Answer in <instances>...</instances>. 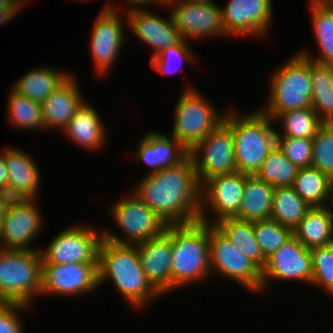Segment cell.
Listing matches in <instances>:
<instances>
[{
	"instance_id": "obj_25",
	"label": "cell",
	"mask_w": 333,
	"mask_h": 333,
	"mask_svg": "<svg viewBox=\"0 0 333 333\" xmlns=\"http://www.w3.org/2000/svg\"><path fill=\"white\" fill-rule=\"evenodd\" d=\"M293 235L308 249L333 244V213L327 206L310 207Z\"/></svg>"
},
{
	"instance_id": "obj_50",
	"label": "cell",
	"mask_w": 333,
	"mask_h": 333,
	"mask_svg": "<svg viewBox=\"0 0 333 333\" xmlns=\"http://www.w3.org/2000/svg\"><path fill=\"white\" fill-rule=\"evenodd\" d=\"M127 3H130L131 4H141V0H126Z\"/></svg>"
},
{
	"instance_id": "obj_11",
	"label": "cell",
	"mask_w": 333,
	"mask_h": 333,
	"mask_svg": "<svg viewBox=\"0 0 333 333\" xmlns=\"http://www.w3.org/2000/svg\"><path fill=\"white\" fill-rule=\"evenodd\" d=\"M70 226L57 233L46 248L39 249L42 264L97 263L102 229L84 224Z\"/></svg>"
},
{
	"instance_id": "obj_2",
	"label": "cell",
	"mask_w": 333,
	"mask_h": 333,
	"mask_svg": "<svg viewBox=\"0 0 333 333\" xmlns=\"http://www.w3.org/2000/svg\"><path fill=\"white\" fill-rule=\"evenodd\" d=\"M97 264L99 286L108 280L113 282L114 289L131 307L143 309L156 298H162L146 279L137 244H120L102 238Z\"/></svg>"
},
{
	"instance_id": "obj_44",
	"label": "cell",
	"mask_w": 333,
	"mask_h": 333,
	"mask_svg": "<svg viewBox=\"0 0 333 333\" xmlns=\"http://www.w3.org/2000/svg\"><path fill=\"white\" fill-rule=\"evenodd\" d=\"M22 11V9H0V26H3V24H6L7 22L13 20L15 15H18L17 13Z\"/></svg>"
},
{
	"instance_id": "obj_39",
	"label": "cell",
	"mask_w": 333,
	"mask_h": 333,
	"mask_svg": "<svg viewBox=\"0 0 333 333\" xmlns=\"http://www.w3.org/2000/svg\"><path fill=\"white\" fill-rule=\"evenodd\" d=\"M276 145L283 152L284 156L299 168L311 166L313 139L276 137Z\"/></svg>"
},
{
	"instance_id": "obj_47",
	"label": "cell",
	"mask_w": 333,
	"mask_h": 333,
	"mask_svg": "<svg viewBox=\"0 0 333 333\" xmlns=\"http://www.w3.org/2000/svg\"><path fill=\"white\" fill-rule=\"evenodd\" d=\"M172 0H141V4L147 5L149 7V5H156L158 7V5H166L167 3L171 2Z\"/></svg>"
},
{
	"instance_id": "obj_38",
	"label": "cell",
	"mask_w": 333,
	"mask_h": 333,
	"mask_svg": "<svg viewBox=\"0 0 333 333\" xmlns=\"http://www.w3.org/2000/svg\"><path fill=\"white\" fill-rule=\"evenodd\" d=\"M310 252L313 268L311 285L333 297V244L311 248Z\"/></svg>"
},
{
	"instance_id": "obj_32",
	"label": "cell",
	"mask_w": 333,
	"mask_h": 333,
	"mask_svg": "<svg viewBox=\"0 0 333 333\" xmlns=\"http://www.w3.org/2000/svg\"><path fill=\"white\" fill-rule=\"evenodd\" d=\"M7 117L10 125L22 130H44L41 104L10 88Z\"/></svg>"
},
{
	"instance_id": "obj_30",
	"label": "cell",
	"mask_w": 333,
	"mask_h": 333,
	"mask_svg": "<svg viewBox=\"0 0 333 333\" xmlns=\"http://www.w3.org/2000/svg\"><path fill=\"white\" fill-rule=\"evenodd\" d=\"M309 208L292 186L275 187L270 218L294 230Z\"/></svg>"
},
{
	"instance_id": "obj_35",
	"label": "cell",
	"mask_w": 333,
	"mask_h": 333,
	"mask_svg": "<svg viewBox=\"0 0 333 333\" xmlns=\"http://www.w3.org/2000/svg\"><path fill=\"white\" fill-rule=\"evenodd\" d=\"M255 238L265 258L281 248L293 235V230L273 219L253 221Z\"/></svg>"
},
{
	"instance_id": "obj_15",
	"label": "cell",
	"mask_w": 333,
	"mask_h": 333,
	"mask_svg": "<svg viewBox=\"0 0 333 333\" xmlns=\"http://www.w3.org/2000/svg\"><path fill=\"white\" fill-rule=\"evenodd\" d=\"M37 201L38 199H11L0 229V249H40L29 245L44 228V218Z\"/></svg>"
},
{
	"instance_id": "obj_21",
	"label": "cell",
	"mask_w": 333,
	"mask_h": 333,
	"mask_svg": "<svg viewBox=\"0 0 333 333\" xmlns=\"http://www.w3.org/2000/svg\"><path fill=\"white\" fill-rule=\"evenodd\" d=\"M8 173V196L11 199H37L41 176L35 159L16 147L3 149Z\"/></svg>"
},
{
	"instance_id": "obj_7",
	"label": "cell",
	"mask_w": 333,
	"mask_h": 333,
	"mask_svg": "<svg viewBox=\"0 0 333 333\" xmlns=\"http://www.w3.org/2000/svg\"><path fill=\"white\" fill-rule=\"evenodd\" d=\"M176 102L172 133L176 141L191 151L205 136L223 121L226 112L214 108L206 95L193 85L186 86Z\"/></svg>"
},
{
	"instance_id": "obj_45",
	"label": "cell",
	"mask_w": 333,
	"mask_h": 333,
	"mask_svg": "<svg viewBox=\"0 0 333 333\" xmlns=\"http://www.w3.org/2000/svg\"><path fill=\"white\" fill-rule=\"evenodd\" d=\"M11 201V198L5 194L0 192V229L3 223L4 215L6 212V209Z\"/></svg>"
},
{
	"instance_id": "obj_4",
	"label": "cell",
	"mask_w": 333,
	"mask_h": 333,
	"mask_svg": "<svg viewBox=\"0 0 333 333\" xmlns=\"http://www.w3.org/2000/svg\"><path fill=\"white\" fill-rule=\"evenodd\" d=\"M235 110L226 111L224 122L233 135L237 172L254 175L276 146L278 128H273L274 121L258 108L242 116Z\"/></svg>"
},
{
	"instance_id": "obj_41",
	"label": "cell",
	"mask_w": 333,
	"mask_h": 333,
	"mask_svg": "<svg viewBox=\"0 0 333 333\" xmlns=\"http://www.w3.org/2000/svg\"><path fill=\"white\" fill-rule=\"evenodd\" d=\"M30 306L19 303H0V333H24L20 313ZM21 319V320H20Z\"/></svg>"
},
{
	"instance_id": "obj_26",
	"label": "cell",
	"mask_w": 333,
	"mask_h": 333,
	"mask_svg": "<svg viewBox=\"0 0 333 333\" xmlns=\"http://www.w3.org/2000/svg\"><path fill=\"white\" fill-rule=\"evenodd\" d=\"M275 188L258 176L245 174L244 195L239 213L234 217L244 221L270 219Z\"/></svg>"
},
{
	"instance_id": "obj_48",
	"label": "cell",
	"mask_w": 333,
	"mask_h": 333,
	"mask_svg": "<svg viewBox=\"0 0 333 333\" xmlns=\"http://www.w3.org/2000/svg\"><path fill=\"white\" fill-rule=\"evenodd\" d=\"M329 203H327V208L333 213V179H331L329 184Z\"/></svg>"
},
{
	"instance_id": "obj_16",
	"label": "cell",
	"mask_w": 333,
	"mask_h": 333,
	"mask_svg": "<svg viewBox=\"0 0 333 333\" xmlns=\"http://www.w3.org/2000/svg\"><path fill=\"white\" fill-rule=\"evenodd\" d=\"M41 295L67 296L99 287L97 263L42 264Z\"/></svg>"
},
{
	"instance_id": "obj_34",
	"label": "cell",
	"mask_w": 333,
	"mask_h": 333,
	"mask_svg": "<svg viewBox=\"0 0 333 333\" xmlns=\"http://www.w3.org/2000/svg\"><path fill=\"white\" fill-rule=\"evenodd\" d=\"M277 121H280L283 133L276 131V137L310 139L315 136L318 127L323 123L312 107L281 113L274 120L276 123Z\"/></svg>"
},
{
	"instance_id": "obj_49",
	"label": "cell",
	"mask_w": 333,
	"mask_h": 333,
	"mask_svg": "<svg viewBox=\"0 0 333 333\" xmlns=\"http://www.w3.org/2000/svg\"><path fill=\"white\" fill-rule=\"evenodd\" d=\"M22 8H24V6L26 5V4H28L27 2L29 1V0H15ZM25 4V5H24Z\"/></svg>"
},
{
	"instance_id": "obj_10",
	"label": "cell",
	"mask_w": 333,
	"mask_h": 333,
	"mask_svg": "<svg viewBox=\"0 0 333 333\" xmlns=\"http://www.w3.org/2000/svg\"><path fill=\"white\" fill-rule=\"evenodd\" d=\"M189 155L200 185L214 176L237 172L233 135L224 121L189 151Z\"/></svg>"
},
{
	"instance_id": "obj_51",
	"label": "cell",
	"mask_w": 333,
	"mask_h": 333,
	"mask_svg": "<svg viewBox=\"0 0 333 333\" xmlns=\"http://www.w3.org/2000/svg\"><path fill=\"white\" fill-rule=\"evenodd\" d=\"M329 6L330 8L333 10V0H324Z\"/></svg>"
},
{
	"instance_id": "obj_37",
	"label": "cell",
	"mask_w": 333,
	"mask_h": 333,
	"mask_svg": "<svg viewBox=\"0 0 333 333\" xmlns=\"http://www.w3.org/2000/svg\"><path fill=\"white\" fill-rule=\"evenodd\" d=\"M190 47L188 41L182 39L178 44L166 48L156 57L150 59V68L159 72L161 75H171L177 73V71L182 68L181 66H175L179 61V65H182L181 62L184 63V61L197 63V55L193 53ZM174 61L176 62L174 63Z\"/></svg>"
},
{
	"instance_id": "obj_6",
	"label": "cell",
	"mask_w": 333,
	"mask_h": 333,
	"mask_svg": "<svg viewBox=\"0 0 333 333\" xmlns=\"http://www.w3.org/2000/svg\"><path fill=\"white\" fill-rule=\"evenodd\" d=\"M42 258L39 250L0 249V303L30 306L41 295Z\"/></svg>"
},
{
	"instance_id": "obj_1",
	"label": "cell",
	"mask_w": 333,
	"mask_h": 333,
	"mask_svg": "<svg viewBox=\"0 0 333 333\" xmlns=\"http://www.w3.org/2000/svg\"><path fill=\"white\" fill-rule=\"evenodd\" d=\"M132 194L167 224H190L200 219L201 185L188 155L179 164L146 174Z\"/></svg>"
},
{
	"instance_id": "obj_33",
	"label": "cell",
	"mask_w": 333,
	"mask_h": 333,
	"mask_svg": "<svg viewBox=\"0 0 333 333\" xmlns=\"http://www.w3.org/2000/svg\"><path fill=\"white\" fill-rule=\"evenodd\" d=\"M299 167L287 159L276 145L264 159L260 170L255 174L263 182L275 187L292 186Z\"/></svg>"
},
{
	"instance_id": "obj_29",
	"label": "cell",
	"mask_w": 333,
	"mask_h": 333,
	"mask_svg": "<svg viewBox=\"0 0 333 333\" xmlns=\"http://www.w3.org/2000/svg\"><path fill=\"white\" fill-rule=\"evenodd\" d=\"M214 226L229 239L247 258L261 270L265 266L263 256L254 234L253 222L237 218H226L218 221Z\"/></svg>"
},
{
	"instance_id": "obj_36",
	"label": "cell",
	"mask_w": 333,
	"mask_h": 333,
	"mask_svg": "<svg viewBox=\"0 0 333 333\" xmlns=\"http://www.w3.org/2000/svg\"><path fill=\"white\" fill-rule=\"evenodd\" d=\"M312 139L311 166L333 179V123L323 122Z\"/></svg>"
},
{
	"instance_id": "obj_22",
	"label": "cell",
	"mask_w": 333,
	"mask_h": 333,
	"mask_svg": "<svg viewBox=\"0 0 333 333\" xmlns=\"http://www.w3.org/2000/svg\"><path fill=\"white\" fill-rule=\"evenodd\" d=\"M77 77L71 74L41 104L44 131L57 128L61 132L86 101L80 92Z\"/></svg>"
},
{
	"instance_id": "obj_14",
	"label": "cell",
	"mask_w": 333,
	"mask_h": 333,
	"mask_svg": "<svg viewBox=\"0 0 333 333\" xmlns=\"http://www.w3.org/2000/svg\"><path fill=\"white\" fill-rule=\"evenodd\" d=\"M244 186L245 174L240 172L217 175L206 180L201 185L199 221L214 225L222 219L234 218L241 207ZM208 210L213 212L211 216Z\"/></svg>"
},
{
	"instance_id": "obj_12",
	"label": "cell",
	"mask_w": 333,
	"mask_h": 333,
	"mask_svg": "<svg viewBox=\"0 0 333 333\" xmlns=\"http://www.w3.org/2000/svg\"><path fill=\"white\" fill-rule=\"evenodd\" d=\"M109 0L102 7L103 9L96 17L90 34V54L93 59L94 69L99 75H104L111 71V67L116 62L120 50L122 51L124 41L127 40L124 33L126 22L123 14L118 13L119 9ZM122 48V49H121Z\"/></svg>"
},
{
	"instance_id": "obj_20",
	"label": "cell",
	"mask_w": 333,
	"mask_h": 333,
	"mask_svg": "<svg viewBox=\"0 0 333 333\" xmlns=\"http://www.w3.org/2000/svg\"><path fill=\"white\" fill-rule=\"evenodd\" d=\"M137 250L146 279L152 287L161 296L173 292L171 225H167L166 230L159 236L137 243Z\"/></svg>"
},
{
	"instance_id": "obj_13",
	"label": "cell",
	"mask_w": 333,
	"mask_h": 333,
	"mask_svg": "<svg viewBox=\"0 0 333 333\" xmlns=\"http://www.w3.org/2000/svg\"><path fill=\"white\" fill-rule=\"evenodd\" d=\"M214 0H172L166 5L171 8V17L182 39L204 37H228L222 25L221 6Z\"/></svg>"
},
{
	"instance_id": "obj_8",
	"label": "cell",
	"mask_w": 333,
	"mask_h": 333,
	"mask_svg": "<svg viewBox=\"0 0 333 333\" xmlns=\"http://www.w3.org/2000/svg\"><path fill=\"white\" fill-rule=\"evenodd\" d=\"M113 223L117 224L123 235L118 236L114 231L102 229L103 239L120 244H137L148 241L162 234L167 224L141 202L134 194L127 198L114 201L108 209ZM124 236V238H123Z\"/></svg>"
},
{
	"instance_id": "obj_3",
	"label": "cell",
	"mask_w": 333,
	"mask_h": 333,
	"mask_svg": "<svg viewBox=\"0 0 333 333\" xmlns=\"http://www.w3.org/2000/svg\"><path fill=\"white\" fill-rule=\"evenodd\" d=\"M210 224L196 221L171 225L173 290L209 279ZM185 285V286H184Z\"/></svg>"
},
{
	"instance_id": "obj_43",
	"label": "cell",
	"mask_w": 333,
	"mask_h": 333,
	"mask_svg": "<svg viewBox=\"0 0 333 333\" xmlns=\"http://www.w3.org/2000/svg\"><path fill=\"white\" fill-rule=\"evenodd\" d=\"M0 192L8 195V173L3 151H0Z\"/></svg>"
},
{
	"instance_id": "obj_5",
	"label": "cell",
	"mask_w": 333,
	"mask_h": 333,
	"mask_svg": "<svg viewBox=\"0 0 333 333\" xmlns=\"http://www.w3.org/2000/svg\"><path fill=\"white\" fill-rule=\"evenodd\" d=\"M273 73L268 101L260 106L264 114L274 121L281 113L311 107L310 58L297 52Z\"/></svg>"
},
{
	"instance_id": "obj_42",
	"label": "cell",
	"mask_w": 333,
	"mask_h": 333,
	"mask_svg": "<svg viewBox=\"0 0 333 333\" xmlns=\"http://www.w3.org/2000/svg\"><path fill=\"white\" fill-rule=\"evenodd\" d=\"M318 48V55L312 56L308 50L301 49L299 53L307 56L313 61L333 65V37L331 38H315ZM311 55V56H310Z\"/></svg>"
},
{
	"instance_id": "obj_40",
	"label": "cell",
	"mask_w": 333,
	"mask_h": 333,
	"mask_svg": "<svg viewBox=\"0 0 333 333\" xmlns=\"http://www.w3.org/2000/svg\"><path fill=\"white\" fill-rule=\"evenodd\" d=\"M308 3L315 38L333 37V10L324 0H309Z\"/></svg>"
},
{
	"instance_id": "obj_31",
	"label": "cell",
	"mask_w": 333,
	"mask_h": 333,
	"mask_svg": "<svg viewBox=\"0 0 333 333\" xmlns=\"http://www.w3.org/2000/svg\"><path fill=\"white\" fill-rule=\"evenodd\" d=\"M330 181L327 175L310 166L299 169L292 187L310 207L326 206Z\"/></svg>"
},
{
	"instance_id": "obj_23",
	"label": "cell",
	"mask_w": 333,
	"mask_h": 333,
	"mask_svg": "<svg viewBox=\"0 0 333 333\" xmlns=\"http://www.w3.org/2000/svg\"><path fill=\"white\" fill-rule=\"evenodd\" d=\"M136 146L135 159L151 168L147 175L175 166L189 155V151L180 142L158 130L145 132Z\"/></svg>"
},
{
	"instance_id": "obj_9",
	"label": "cell",
	"mask_w": 333,
	"mask_h": 333,
	"mask_svg": "<svg viewBox=\"0 0 333 333\" xmlns=\"http://www.w3.org/2000/svg\"><path fill=\"white\" fill-rule=\"evenodd\" d=\"M209 243L211 276L225 277L252 293H262L261 269L214 225H210Z\"/></svg>"
},
{
	"instance_id": "obj_19",
	"label": "cell",
	"mask_w": 333,
	"mask_h": 333,
	"mask_svg": "<svg viewBox=\"0 0 333 333\" xmlns=\"http://www.w3.org/2000/svg\"><path fill=\"white\" fill-rule=\"evenodd\" d=\"M145 6L144 4H131V7L128 5L123 14H125L129 26L127 28H131V32L139 40L153 48L152 59L166 48L178 44L182 40V36L174 25L171 14L164 19L163 16L149 11L148 8L146 10Z\"/></svg>"
},
{
	"instance_id": "obj_17",
	"label": "cell",
	"mask_w": 333,
	"mask_h": 333,
	"mask_svg": "<svg viewBox=\"0 0 333 333\" xmlns=\"http://www.w3.org/2000/svg\"><path fill=\"white\" fill-rule=\"evenodd\" d=\"M273 0H228L221 6L222 25L230 37H266L271 30ZM263 36V37H262Z\"/></svg>"
},
{
	"instance_id": "obj_27",
	"label": "cell",
	"mask_w": 333,
	"mask_h": 333,
	"mask_svg": "<svg viewBox=\"0 0 333 333\" xmlns=\"http://www.w3.org/2000/svg\"><path fill=\"white\" fill-rule=\"evenodd\" d=\"M71 74L68 71H59L56 67L37 66L19 78L11 88L15 92L41 103Z\"/></svg>"
},
{
	"instance_id": "obj_24",
	"label": "cell",
	"mask_w": 333,
	"mask_h": 333,
	"mask_svg": "<svg viewBox=\"0 0 333 333\" xmlns=\"http://www.w3.org/2000/svg\"><path fill=\"white\" fill-rule=\"evenodd\" d=\"M102 121L98 111L86 100L62 132L82 149L97 151L107 140V129Z\"/></svg>"
},
{
	"instance_id": "obj_18",
	"label": "cell",
	"mask_w": 333,
	"mask_h": 333,
	"mask_svg": "<svg viewBox=\"0 0 333 333\" xmlns=\"http://www.w3.org/2000/svg\"><path fill=\"white\" fill-rule=\"evenodd\" d=\"M261 274L263 293L269 289L272 280H298L311 284L313 268L310 249L292 236L281 248L266 258Z\"/></svg>"
},
{
	"instance_id": "obj_46",
	"label": "cell",
	"mask_w": 333,
	"mask_h": 333,
	"mask_svg": "<svg viewBox=\"0 0 333 333\" xmlns=\"http://www.w3.org/2000/svg\"><path fill=\"white\" fill-rule=\"evenodd\" d=\"M0 9H22L15 0H0Z\"/></svg>"
},
{
	"instance_id": "obj_28",
	"label": "cell",
	"mask_w": 333,
	"mask_h": 333,
	"mask_svg": "<svg viewBox=\"0 0 333 333\" xmlns=\"http://www.w3.org/2000/svg\"><path fill=\"white\" fill-rule=\"evenodd\" d=\"M311 107L322 122L333 123V65L310 59Z\"/></svg>"
}]
</instances>
